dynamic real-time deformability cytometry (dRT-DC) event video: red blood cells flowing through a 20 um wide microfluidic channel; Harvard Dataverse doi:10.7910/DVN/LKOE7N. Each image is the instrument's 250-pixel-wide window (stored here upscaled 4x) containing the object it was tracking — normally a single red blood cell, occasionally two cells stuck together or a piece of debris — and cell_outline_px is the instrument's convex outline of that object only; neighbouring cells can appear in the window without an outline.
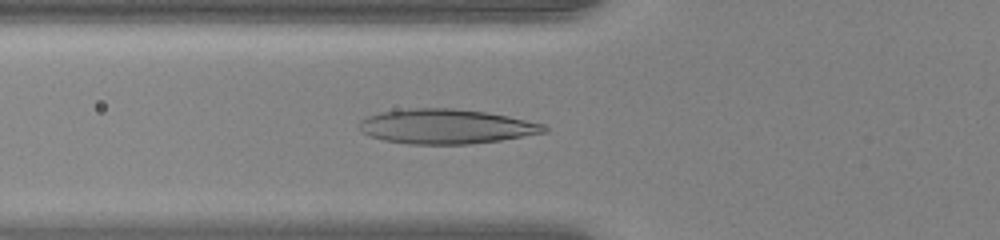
{"species": "human", "species_latin": "Homo sapiens", "temperature_condition": "warm", "stored_images_in_passage": 43, "camera_frame_rate_fps": 3000, "um_per_image_px": 0.085, "donor": {"sex": "female"}, "frame": {"image": 1, "passage_image": 11, "time_ms": 3.333, "image_size_px": [1000, 240], "cell_outline_px": [[548, 132], [500, 140], [468, 144], [408, 144], [384, 140], [368, 136], [360, 132], [356, 128], [360, 120], [368, 116], [380, 112], [416, 108], [452, 108], [488, 112], [508, 116], [544, 124], [548, 128]], "centroid_in_image_um": [37.88, 10.75], "position_along_channel_um": 87.9, "area_um2": 37.57}}
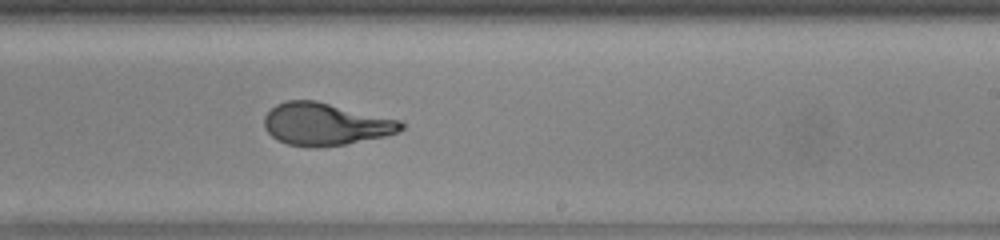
{"frame": {"image": 2, "passage_image": 24, "time_ms": 7.667, "image_size_px": [1000, 240], "cell_outline_px": [[404, 128], [400, 132], [384, 136], [344, 144], [316, 148], [312, 148], [288, 144], [276, 140], [264, 128], [264, 116], [276, 104], [284, 100], [316, 100], [400, 120], [404, 124]], "centroid_in_image_um": [27.64, 10.55], "position_along_channel_um": 261.4, "area_um2": 33.93}}
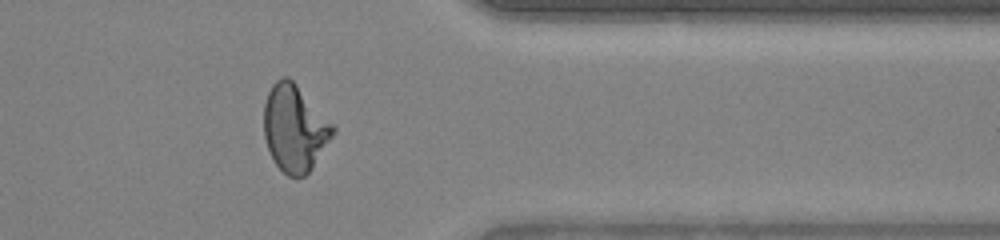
{"frame": {"image": 3, "passage_image": 34, "time_ms": 11.0, "image_size_px": [1000, 240], "cell_outline_px": [[336, 132], [312, 168], [304, 176], [288, 176], [276, 164], [268, 148], [264, 136], [264, 104], [268, 92], [272, 84], [276, 80], [284, 76], [288, 76], [296, 84], [336, 128]], "centroid_in_image_um": [25.04, 10.89], "position_along_channel_um": 386.4, "area_um2": 34.45}}